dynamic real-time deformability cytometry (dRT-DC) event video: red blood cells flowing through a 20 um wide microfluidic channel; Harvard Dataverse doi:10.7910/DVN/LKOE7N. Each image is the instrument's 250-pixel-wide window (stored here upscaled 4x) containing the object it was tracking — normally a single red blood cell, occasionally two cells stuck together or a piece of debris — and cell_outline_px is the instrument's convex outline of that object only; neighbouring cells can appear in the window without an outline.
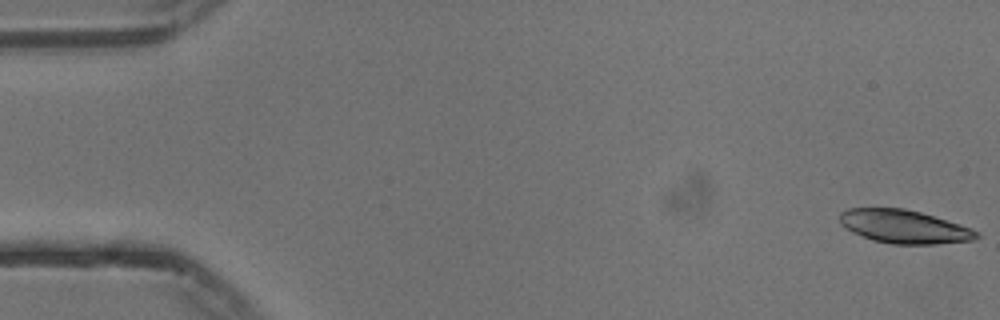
{"species": "common noctule bat (a hibernating species)", "species_latin": "Nyctalus noctula", "temperature_condition": "cold", "stored_images_in_passage": 55, "camera_frame_rate_fps": 3000, "um_per_image_px": 0.085, "animal": {"sex": "male", "body_mass_g": 13.3}, "frame": {"image": 1, "passage_image": 1, "time_ms": 0.0, "image_size_px": [1000, 320], "cell_outline_px": [[980, 236], [972, 240], [936, 244], [892, 244], [872, 240], [852, 232], [844, 228], [840, 224], [840, 212], [848, 208], [904, 208], [920, 212], [972, 228], [980, 232]], "centroid_in_image_um": [76.83, 19.26], "position_along_channel_um": 8.2, "area_um2": 26.65}}